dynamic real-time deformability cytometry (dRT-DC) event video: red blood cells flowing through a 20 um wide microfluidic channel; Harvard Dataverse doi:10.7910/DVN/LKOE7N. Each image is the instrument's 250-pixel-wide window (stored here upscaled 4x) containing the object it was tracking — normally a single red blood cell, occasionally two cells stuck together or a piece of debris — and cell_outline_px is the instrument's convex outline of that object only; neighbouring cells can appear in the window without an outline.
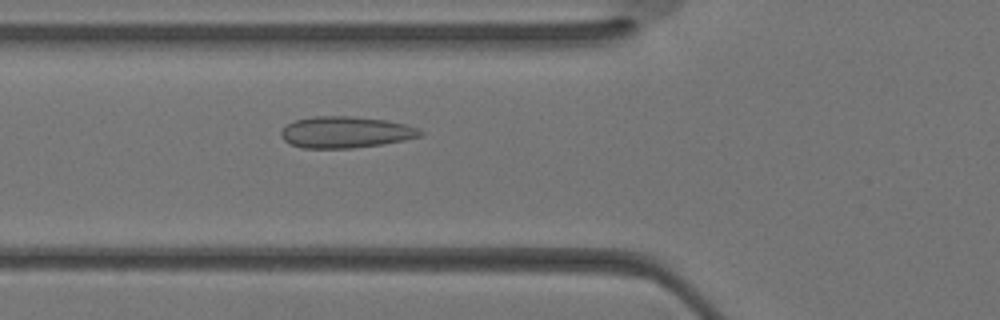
{"species": "Egyptian fruit bat (a non-hibernating species)", "species_latin": "Rousettus aegyptiacus", "temperature_condition": "warm", "stored_images_in_passage": 30, "camera_frame_rate_fps": 3000, "um_per_image_px": 0.085, "animal": {"sex": "female"}, "frame": {"image": 1, "passage_image": 8, "time_ms": 2.333, "image_size_px": [1000, 320], "cell_outline_px": [[424, 136], [404, 140], [380, 144], [352, 148], [304, 148], [292, 144], [284, 140], [280, 136], [280, 132], [288, 124], [296, 120], [312, 116], [348, 116], [384, 120], [404, 124], [416, 128], [424, 132]], "centroid_in_image_um": [29.37, 11.24], "position_along_channel_um": 96.4, "area_um2": 25.26}}
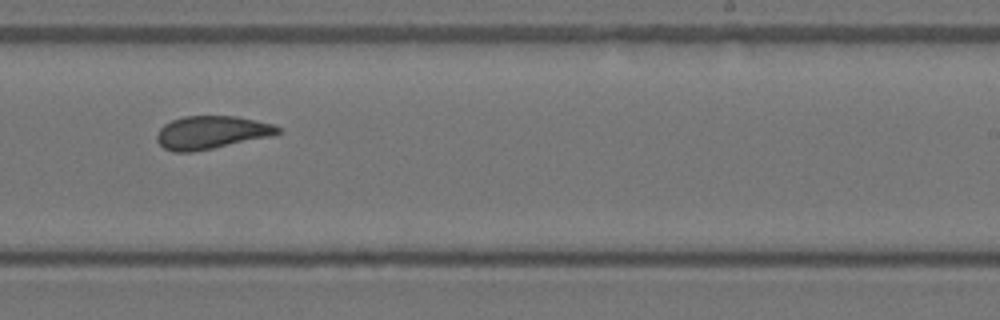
{"frame": {"image": 2, "passage_image": 17, "time_ms": 5.333, "image_size_px": [1000, 320], "cell_outline_px": [[280, 132], [272, 136], [192, 152], [172, 152], [164, 148], [156, 140], [156, 136], [160, 128], [164, 124], [172, 120], [184, 116], [236, 116], [272, 124], [280, 128]], "centroid_in_image_um": [17.93, 11.26], "position_along_channel_um": 271.1, "area_um2": 23.12}}
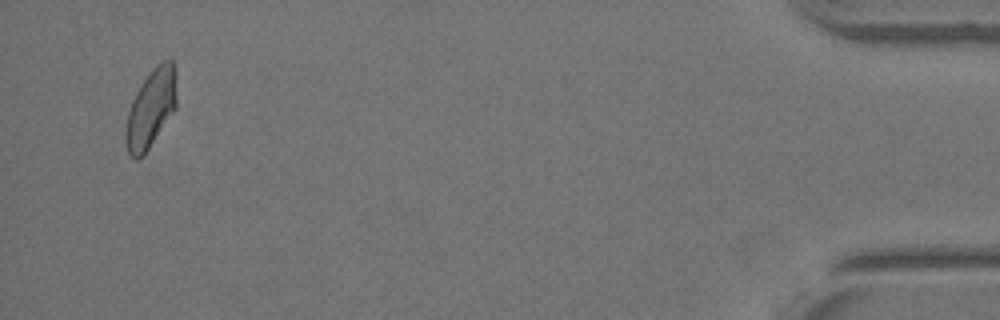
{"frame": {"image": 3, "passage_image": 29, "time_ms": 9.333, "image_size_px": [1000, 320], "cell_outline_px": [[176, 108], [148, 148], [136, 160], [128, 152], [124, 140], [124, 132], [128, 112], [132, 100], [140, 84], [152, 68], [156, 64], [164, 60], [172, 60], [176, 72]], "centroid_in_image_um": [12.82, 9.17], "position_along_channel_um": 422.4, "area_um2": 23.12}}